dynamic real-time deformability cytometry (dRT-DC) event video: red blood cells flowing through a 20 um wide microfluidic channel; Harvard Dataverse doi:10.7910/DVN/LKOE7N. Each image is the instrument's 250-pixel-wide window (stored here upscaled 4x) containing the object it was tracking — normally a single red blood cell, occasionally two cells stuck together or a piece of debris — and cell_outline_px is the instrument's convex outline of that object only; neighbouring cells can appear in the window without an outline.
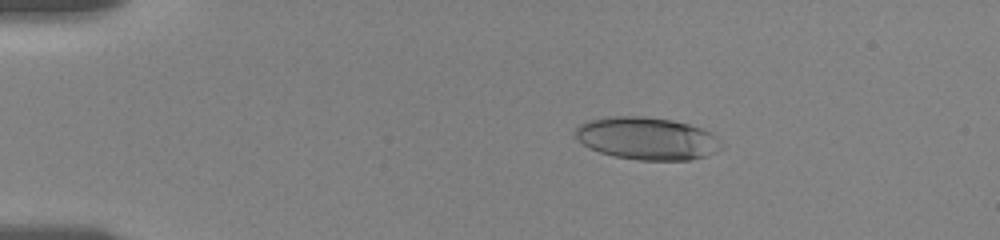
{"species": "human", "species_latin": "Homo sapiens", "temperature_condition": "room temperature", "stored_images_in_passage": 86, "camera_frame_rate_fps": 3000, "um_per_image_px": 0.085, "donor": {"sex": "female"}, "frame": {"image": 1, "passage_image": 16, "time_ms": 3.333, "image_size_px": [1000, 240], "cell_outline_px": [[724, 148], [716, 152], [704, 156], [688, 160], [640, 160], [616, 156], [600, 152], [584, 144], [576, 136], [576, 128], [584, 120], [608, 116], [644, 116], [672, 120], [704, 128], [712, 132], [724, 144]], "centroid_in_image_um": [55.05, 11.75], "position_along_channel_um": 30.0, "area_um2": 36.36}}
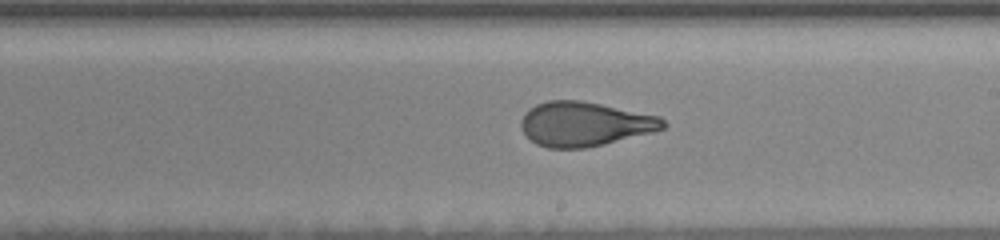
{"frame": {"image": 2, "passage_image": 48, "time_ms": 11.0, "image_size_px": [1000, 240], "cell_outline_px": [[668, 124], [664, 128], [652, 132], [604, 144], [584, 148], [548, 148], [536, 144], [520, 128], [520, 120], [524, 112], [528, 108], [536, 104], [548, 100], [580, 100], [660, 116]], "centroid_in_image_um": [49.66, 10.53], "position_along_channel_um": 239.3, "area_um2": 36.76}}
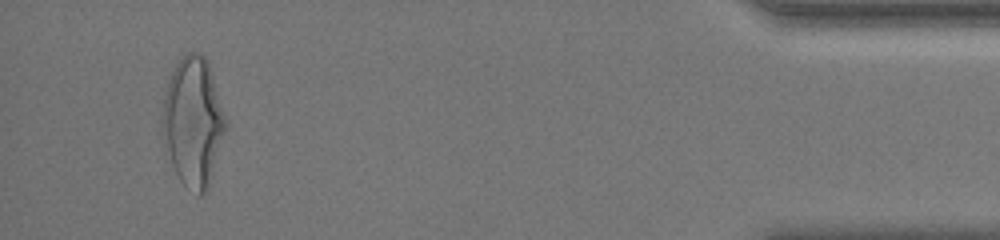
{"frame": {"image": 3, "passage_image": 81, "time_ms": 17.667, "image_size_px": [1000, 240], "cell_outline_px": [[228, 128], [208, 188], [200, 196], [184, 184], [180, 180], [172, 164], [160, 124], [160, 116], [164, 92], [172, 72], [180, 56], [188, 52], [200, 52], [208, 60], [228, 124]], "centroid_in_image_um": [16.43, 10.31], "position_along_channel_um": 418.8, "area_um2": 47.97}, "authors_computed_cell_mechanics": {"area_um2": 38.3214, "velocity_mm_per_s": 3.6347, "shape_relaxation_time_tau1_ms": 6.0605, "shape_relaxation_time_tau2_ms": 1.1412, "deformation_change_tau1": 0.218, "deformation_change_tau2": 0.0867}}